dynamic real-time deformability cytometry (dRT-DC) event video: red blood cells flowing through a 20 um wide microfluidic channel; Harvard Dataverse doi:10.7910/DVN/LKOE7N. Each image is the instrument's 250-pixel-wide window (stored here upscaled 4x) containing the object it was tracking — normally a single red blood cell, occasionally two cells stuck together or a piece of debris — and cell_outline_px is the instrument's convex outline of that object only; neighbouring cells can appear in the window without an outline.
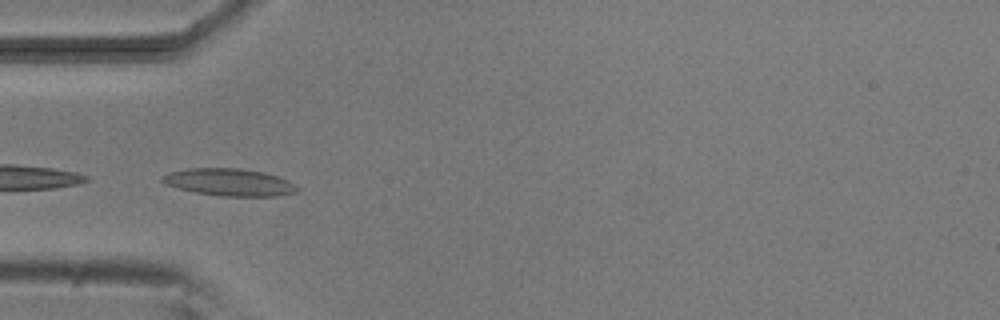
{"species": "common noctule bat (a hibernating species)", "species_latin": "Nyctalus noctula", "temperature_condition": "room temperature", "stored_images_in_passage": 5, "camera_frame_rate_fps": 3000, "um_per_image_px": 0.085, "animal": {"sex": "male", "body_mass_g": 20.5, "forearm_length_mm": 52.5}, "frame": {"image": 1, "passage_image": 4, "time_ms": 4.333, "image_size_px": [1000, 320], "cell_outline_px": [[300, 188], [296, 192], [280, 196], [220, 196], [196, 192], [164, 184], [160, 180], [160, 176], [168, 172], [188, 168], [240, 168], [264, 172], [288, 180], [296, 184]], "centroid_in_image_um": [19.49, 15.48], "position_along_channel_um": 65.5, "area_um2": 21.62}}
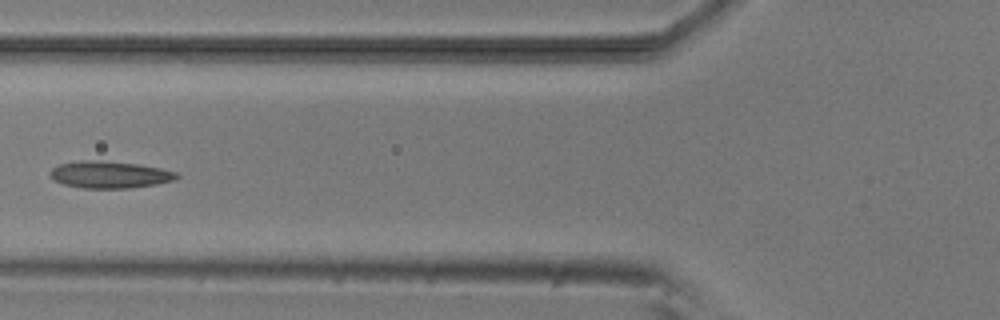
{"frame": {"image": 2, "passage_image": 5, "time_ms": 5.667, "image_size_px": [1000, 320], "cell_outline_px": [[180, 176], [176, 180], [156, 184], [128, 188], [84, 188], [64, 184], [56, 180], [52, 176], [52, 168], [60, 164], [80, 160], [96, 160], [136, 164], [160, 168], [176, 172]], "centroid_in_image_um": [9.37, 14.84], "position_along_channel_um": 116.4, "area_um2": 19.59}}